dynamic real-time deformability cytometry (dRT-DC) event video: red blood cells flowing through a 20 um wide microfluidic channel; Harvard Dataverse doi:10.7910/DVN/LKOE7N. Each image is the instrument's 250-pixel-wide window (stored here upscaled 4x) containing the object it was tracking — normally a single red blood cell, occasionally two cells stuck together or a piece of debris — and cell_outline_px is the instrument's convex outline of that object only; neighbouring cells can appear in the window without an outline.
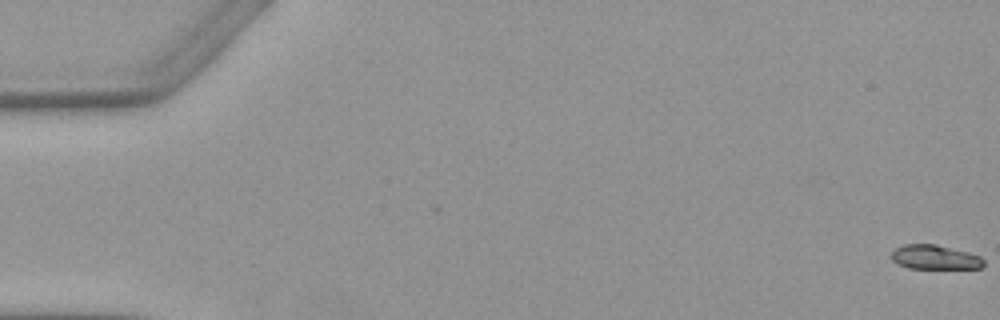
{"species": "Egyptian fruit bat (a non-hibernating species)", "species_latin": "Rousettus aegyptiacus", "temperature_condition": "warm", "stored_images_in_passage": 4, "segment_of_instrument_passage": [2, 2], "camera_frame_rate_fps": 3000, "um_per_image_px": 0.085, "animal": {"sex": "female"}, "frame": {"image": 1, "passage_image": 4, "time_ms": 4.0, "image_size_px": [1000, 320], "cell_outline_px": [[984, 264], [980, 268], [908, 268], [896, 264], [892, 260], [892, 252], [896, 248], [904, 244], [936, 244], [968, 252], [980, 256], [984, 260]], "centroid_in_image_um": [79.45, 21.86], "position_along_channel_um": 5.6, "area_um2": 13.06}}